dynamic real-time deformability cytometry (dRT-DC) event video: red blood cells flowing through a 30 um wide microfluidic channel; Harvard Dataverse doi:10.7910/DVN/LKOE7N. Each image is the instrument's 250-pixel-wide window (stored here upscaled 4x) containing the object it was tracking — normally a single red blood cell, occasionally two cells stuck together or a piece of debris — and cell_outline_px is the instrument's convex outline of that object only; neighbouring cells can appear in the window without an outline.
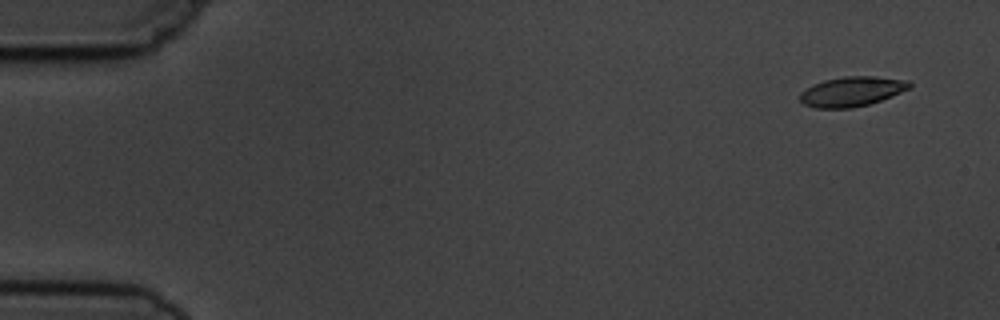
{"species": "common noctule bat (a hibernating species)", "species_latin": "Nyctalus noctula", "temperature_condition": "cold", "stored_images_in_passage": 3, "camera_frame_rate_fps": 3000, "um_per_image_px": 0.085, "animal": {"sex": "male", "body_mass_g": 19.5, "forearm_length_mm": 54.6}, "frame": {"image": 1, "passage_image": 1, "time_ms": 0.0, "image_size_px": [1000, 320], "cell_outline_px": [[912, 88], [892, 96], [868, 104], [852, 108], [816, 108], [804, 104], [800, 100], [800, 92], [812, 84], [824, 80], [844, 76], [876, 76], [908, 80], [912, 84]], "centroid_in_image_um": [72.42, 7.77], "position_along_channel_um": 12.6, "area_um2": 19.13}}